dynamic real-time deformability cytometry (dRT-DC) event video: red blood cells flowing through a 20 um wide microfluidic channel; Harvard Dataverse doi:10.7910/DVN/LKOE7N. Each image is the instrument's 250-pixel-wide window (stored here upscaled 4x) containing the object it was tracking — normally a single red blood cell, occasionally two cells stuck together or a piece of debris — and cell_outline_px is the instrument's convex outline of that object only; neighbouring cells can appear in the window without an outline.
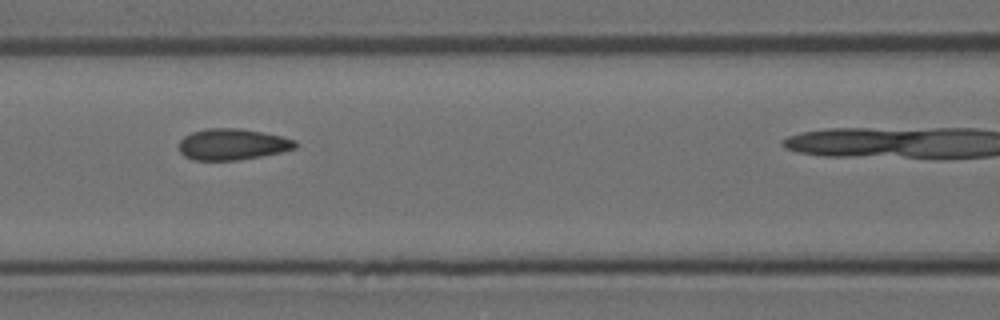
{"species": "Egyptian fruit bat (a non-hibernating species)", "species_latin": "Rousettus aegyptiacus", "temperature_condition": "room temperature", "stored_images_in_passage": 7, "camera_frame_rate_fps": 3000, "um_per_image_px": 0.085, "animal": {"sex": "female"}, "frame": {"image": 1, "passage_image": 6, "time_ms": 1.667, "image_size_px": [1000, 320], "cell_outline_px": [[296, 148], [280, 152], [260, 156], [236, 160], [192, 160], [184, 156], [180, 152], [180, 140], [184, 136], [192, 132], [204, 128], [240, 128], [280, 136], [296, 140]], "centroid_in_image_um": [19.72, 12.26], "position_along_channel_um": 146.9, "area_um2": 21.04}}